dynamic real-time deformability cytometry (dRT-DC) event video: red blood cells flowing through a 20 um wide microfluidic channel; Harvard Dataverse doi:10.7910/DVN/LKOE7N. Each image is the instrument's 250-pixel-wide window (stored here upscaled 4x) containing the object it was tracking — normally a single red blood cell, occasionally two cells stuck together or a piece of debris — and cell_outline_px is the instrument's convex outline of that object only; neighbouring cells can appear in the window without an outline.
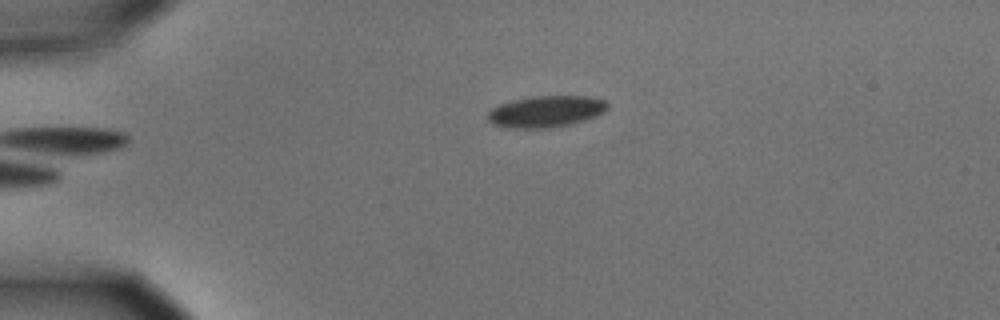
{"species": "common noctule bat (a hibernating species)", "species_latin": "Nyctalus noctula", "temperature_condition": "cold", "stored_images_in_passage": 44, "camera_frame_rate_fps": 3000, "um_per_image_px": 0.085, "animal": {"sex": "male", "body_mass_g": 15.6}, "frame": {"image": 1, "passage_image": 1, "time_ms": 0.0, "image_size_px": [1000, 320], "cell_outline_px": [[608, 108], [604, 112], [584, 120], [572, 124], [552, 128], [508, 128], [492, 124], [488, 120], [488, 112], [492, 108], [500, 104], [512, 100], [532, 96], [584, 96], [604, 100], [608, 104]], "centroid_in_image_um": [46.38, 9.48], "position_along_channel_um": 38.6, "area_um2": 22.02}}
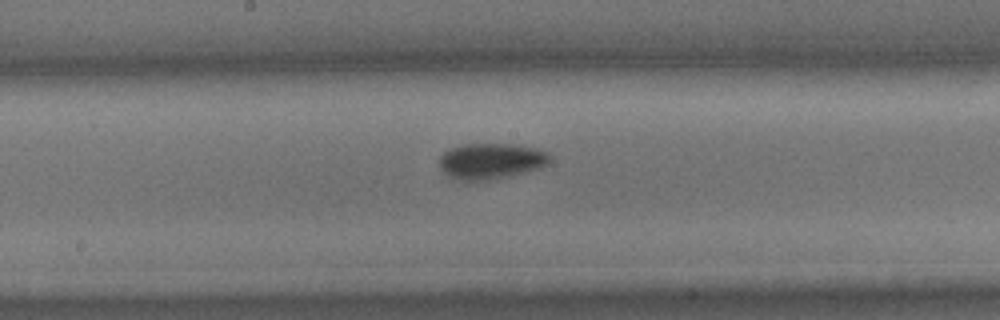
{"frame": {"image": 2, "passage_image": 18, "time_ms": 5.667, "image_size_px": [1000, 320], "cell_outline_px": [[548, 164], [540, 168], [512, 176], [488, 180], [456, 180], [448, 176], [440, 168], [440, 156], [444, 152], [452, 148], [464, 144], [512, 144], [536, 148], [548, 152]], "centroid_in_image_um": [41.73, 13.7], "position_along_channel_um": 206.5, "area_um2": 23.06}}
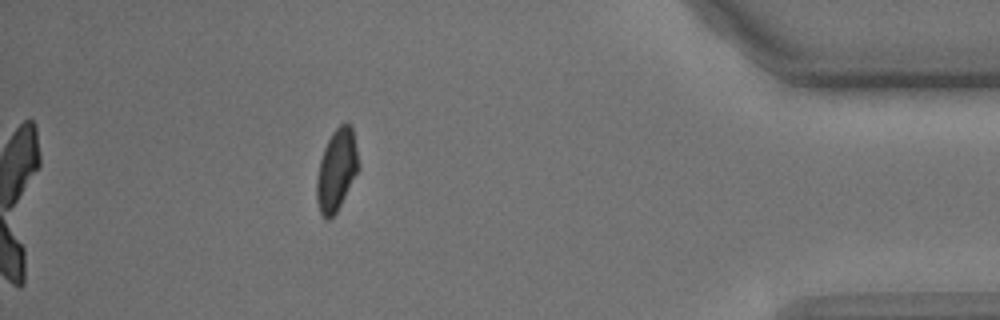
{"frame": {"image": 3, "passage_image": 38, "time_ms": 12.333, "image_size_px": [1000, 320], "cell_outline_px": [[360, 168], [336, 212], [328, 220], [320, 212], [316, 200], [316, 180], [320, 160], [324, 148], [332, 132], [340, 124], [348, 124], [352, 128], [360, 164]], "centroid_in_image_um": [28.61, 14.45], "position_along_channel_um": 406.6, "area_um2": 19.77}, "authors_computed_cell_mechanics": {"area_um2": 21.7906, "velocity_mm_per_s": 3.6272, "shape_relaxation_time_tau1_ms": 2.2453, "shape_relaxation_time_tau2_ms": null, "deformation_change_tau1": 0.0959, "deformation_change_tau2": null}}